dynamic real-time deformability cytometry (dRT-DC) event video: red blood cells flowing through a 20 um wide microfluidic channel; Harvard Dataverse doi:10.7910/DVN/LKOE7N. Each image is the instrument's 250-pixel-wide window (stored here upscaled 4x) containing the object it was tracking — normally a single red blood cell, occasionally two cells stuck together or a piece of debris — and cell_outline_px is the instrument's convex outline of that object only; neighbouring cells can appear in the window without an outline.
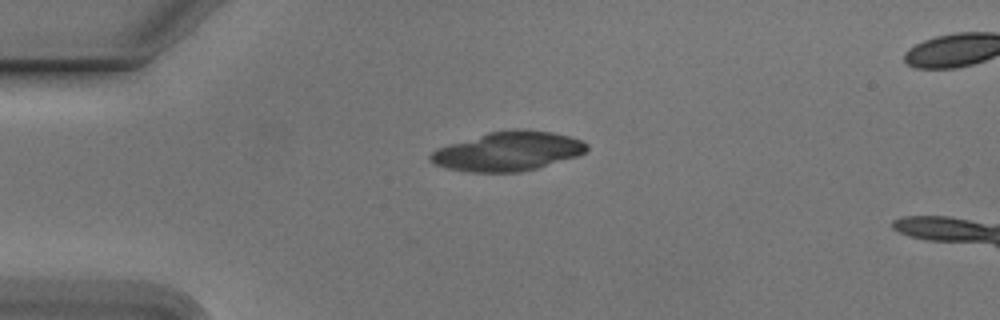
{"species": "Egyptian fruit bat (a non-hibernating species)", "species_latin": "Rousettus aegyptiacus", "temperature_condition": "cold", "stored_images_in_passage": 38, "camera_frame_rate_fps": 3000, "um_per_image_px": 0.085, "animal": {"sex": "male"}, "frame": {"image": 1, "passage_image": 1, "time_ms": 0.0, "image_size_px": [1000, 320], "cell_outline_px": [[588, 148], [584, 152], [576, 156], [536, 168], [520, 172], [468, 172], [448, 168], [432, 164], [428, 160], [428, 156], [432, 152], [440, 148], [488, 132], [516, 128], [520, 128], [552, 132], [568, 136], [580, 140], [588, 144]], "centroid_in_image_um": [43.17, 12.86], "position_along_channel_um": 41.8, "area_um2": 35.37}}